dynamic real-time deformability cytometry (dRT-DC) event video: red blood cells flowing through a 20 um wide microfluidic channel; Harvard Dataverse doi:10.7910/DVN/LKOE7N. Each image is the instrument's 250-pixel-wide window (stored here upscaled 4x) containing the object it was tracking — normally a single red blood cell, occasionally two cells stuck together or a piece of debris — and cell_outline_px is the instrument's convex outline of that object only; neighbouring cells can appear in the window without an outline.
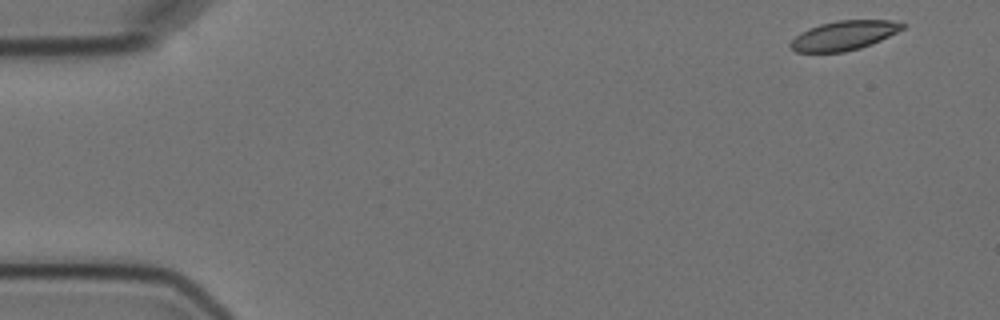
{"species": "Egyptian fruit bat (a non-hibernating species)", "species_latin": "Rousettus aegyptiacus", "temperature_condition": "cold", "stored_images_in_passage": 6, "camera_frame_rate_fps": 3000, "um_per_image_px": 0.085, "animal": {"sex": "female"}, "frame": {"image": 1, "passage_image": 1, "time_ms": 0.0, "image_size_px": [1000, 320], "cell_outline_px": [[908, 24], [904, 28], [872, 44], [860, 48], [844, 52], [796, 52], [788, 44], [800, 32], [820, 24], [840, 20], [892, 20]], "centroid_in_image_um": [71.75, 3.01], "position_along_channel_um": 13.3, "area_um2": 19.07}}
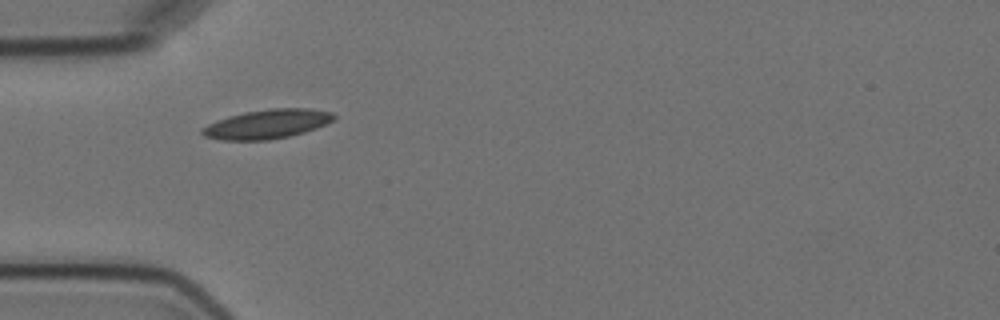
{"frame": {"image": 2, "passage_image": 5, "time_ms": 4.667, "image_size_px": [1000, 320], "cell_outline_px": [[336, 116], [332, 120], [316, 128], [304, 132], [288, 136], [268, 140], [220, 140], [204, 136], [200, 132], [200, 128], [216, 120], [228, 116], [244, 112], [268, 108], [308, 108], [332, 112]], "centroid_in_image_um": [22.66, 10.54], "position_along_channel_um": 62.3, "area_um2": 22.43}}
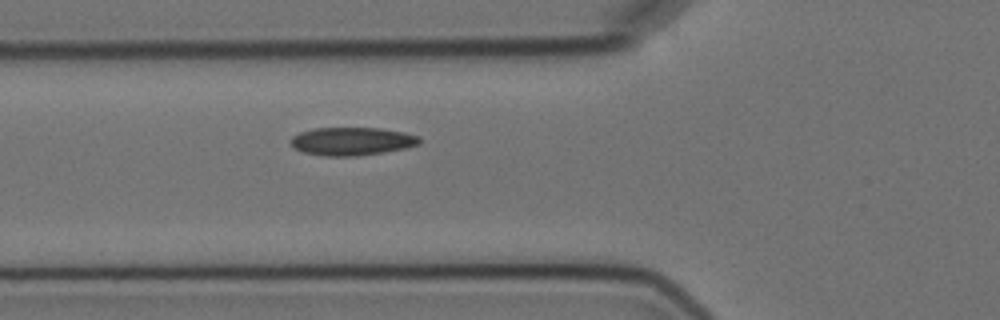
{"frame": {"image": 3, "passage_image": 6, "time_ms": 5.667, "image_size_px": [1000, 320], "cell_outline_px": [[420, 144], [404, 148], [384, 152], [360, 156], [320, 156], [304, 152], [292, 148], [292, 136], [300, 132], [312, 128], [380, 128], [404, 132], [420, 136]], "centroid_in_image_um": [29.91, 12.01], "position_along_channel_um": 95.9, "area_um2": 21.21}}